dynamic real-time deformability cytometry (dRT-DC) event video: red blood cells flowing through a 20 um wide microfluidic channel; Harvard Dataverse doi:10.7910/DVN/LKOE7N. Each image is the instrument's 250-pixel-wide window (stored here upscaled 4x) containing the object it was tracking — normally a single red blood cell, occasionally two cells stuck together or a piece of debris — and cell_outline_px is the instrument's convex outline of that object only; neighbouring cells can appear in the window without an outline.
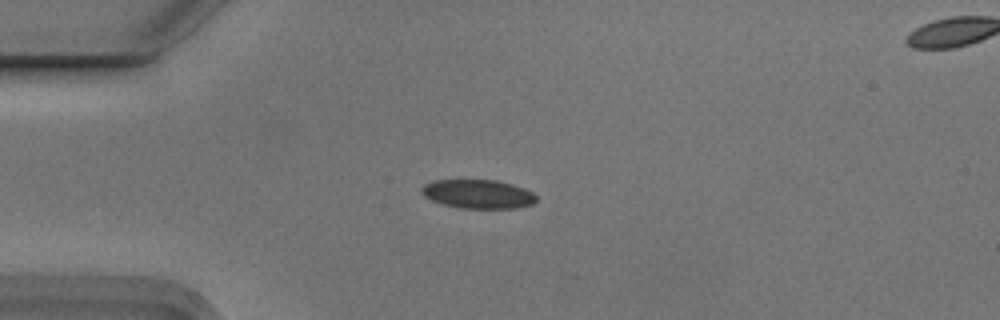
{"species": "Egyptian fruit bat (a non-hibernating species)", "species_latin": "Rousettus aegyptiacus", "temperature_condition": "cold", "stored_images_in_passage": 2, "camera_frame_rate_fps": 3000, "um_per_image_px": 0.085, "animal": {"sex": "male"}, "frame": {"image": 1, "passage_image": 1, "time_ms": 0.0, "image_size_px": [1000, 320], "cell_outline_px": [[536, 200], [532, 204], [516, 208], [460, 208], [444, 204], [432, 200], [424, 196], [420, 192], [420, 188], [424, 184], [432, 180], [496, 180], [512, 184], [524, 188], [532, 192], [536, 196]], "centroid_in_image_um": [40.61, 16.48], "position_along_channel_um": 44.4, "area_um2": 19.31}}